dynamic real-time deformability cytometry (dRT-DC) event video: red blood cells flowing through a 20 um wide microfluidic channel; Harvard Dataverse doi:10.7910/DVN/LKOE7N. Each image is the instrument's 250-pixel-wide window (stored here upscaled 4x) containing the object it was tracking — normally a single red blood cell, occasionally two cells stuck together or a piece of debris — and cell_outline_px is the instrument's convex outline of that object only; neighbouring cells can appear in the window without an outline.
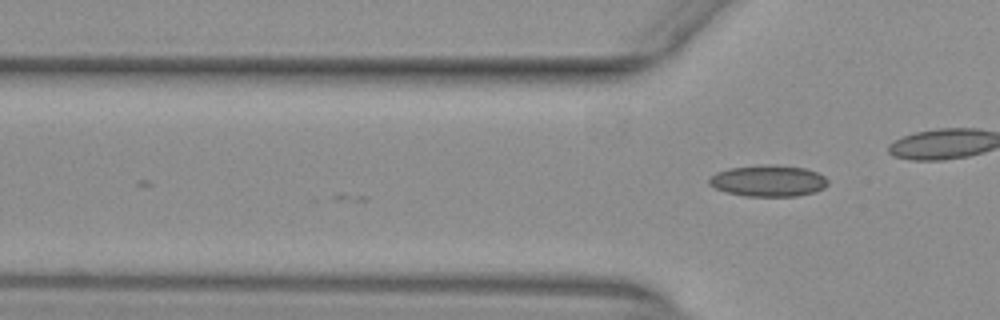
{"species": "common noctule bat (a hibernating species)", "species_latin": "Nyctalus noctula", "temperature_condition": "warm", "stored_images_in_passage": 8, "camera_frame_rate_fps": 3000, "um_per_image_px": 0.085, "animal": {"sex": "female", "body_mass_g": 29.2, "forearm_length_mm": 56.3}, "frame": {"image": 1, "passage_image": 8, "time_ms": 2.333, "image_size_px": [1000, 320], "cell_outline_px": [[828, 184], [824, 188], [816, 192], [796, 196], [744, 196], [724, 192], [708, 184], [708, 180], [716, 172], [732, 168], [776, 164], [804, 168], [816, 172], [824, 176], [828, 180]], "centroid_in_image_um": [65.32, 15.38], "position_along_channel_um": 60.5, "area_um2": 21.68}}